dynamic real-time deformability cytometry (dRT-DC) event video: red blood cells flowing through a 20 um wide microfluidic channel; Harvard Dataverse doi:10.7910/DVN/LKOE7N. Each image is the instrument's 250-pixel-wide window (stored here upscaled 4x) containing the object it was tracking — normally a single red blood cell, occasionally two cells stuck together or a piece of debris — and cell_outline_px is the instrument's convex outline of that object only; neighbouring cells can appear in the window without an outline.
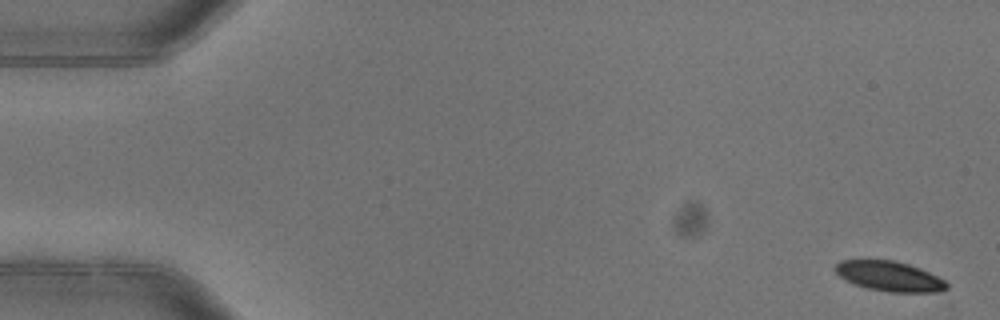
{"species": "common noctule bat (a hibernating species)", "species_latin": "Nyctalus noctula", "temperature_condition": "warm", "stored_images_in_passage": 5, "camera_frame_rate_fps": 3000, "um_per_image_px": 0.085, "animal": {"sex": "female"}, "frame": {"image": 1, "passage_image": 1, "time_ms": 0.0, "image_size_px": [1000, 320], "cell_outline_px": [[948, 288], [936, 292], [892, 292], [868, 288], [844, 280], [836, 272], [836, 264], [840, 260], [896, 260], [920, 268], [944, 280], [948, 284]], "centroid_in_image_um": [75.6, 23.47], "position_along_channel_um": 9.4, "area_um2": 19.25}}
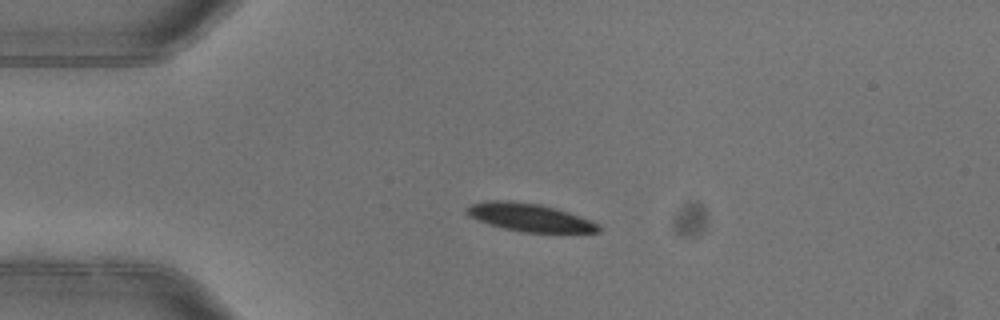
{"frame": {"image": 2, "passage_image": 4, "time_ms": 1.0, "image_size_px": [1000, 320], "cell_outline_px": [[600, 232], [524, 232], [504, 228], [488, 224], [468, 216], [464, 212], [464, 208], [472, 204], [488, 200], [512, 200], [540, 204], [556, 208], [568, 212], [600, 224]], "centroid_in_image_um": [44.96, 18.46], "position_along_channel_um": 40.0, "area_um2": 21.5}}